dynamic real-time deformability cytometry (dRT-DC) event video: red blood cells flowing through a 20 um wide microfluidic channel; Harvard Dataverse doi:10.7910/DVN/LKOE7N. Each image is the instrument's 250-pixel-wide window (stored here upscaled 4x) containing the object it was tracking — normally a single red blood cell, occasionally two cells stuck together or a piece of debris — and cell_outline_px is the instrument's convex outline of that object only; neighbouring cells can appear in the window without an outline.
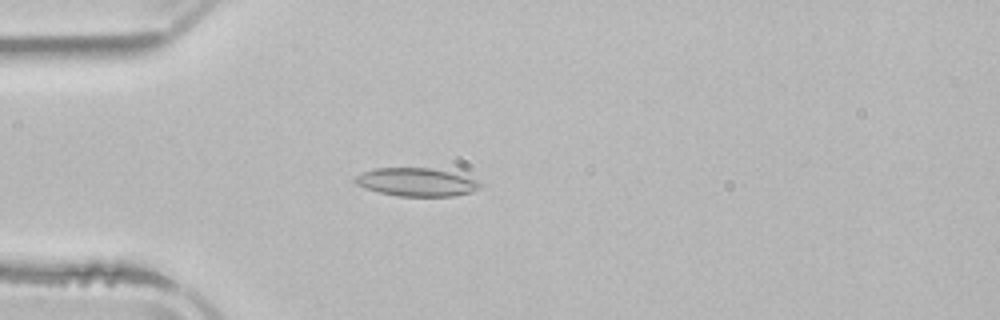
{"species": "common noctule bat (a hibernating species)", "species_latin": "Nyctalus noctula", "temperature_condition": "room temperature", "stored_images_in_passage": 42, "camera_frame_rate_fps": 3000, "um_per_image_px": 0.085, "animal": {"sex": "male", "body_mass_g": 21.5, "forearm_length_mm": 52.0}, "frame": {"image": 1, "passage_image": 5, "time_ms": 1.333, "image_size_px": [1000, 320], "cell_outline_px": [[484, 184], [480, 188], [472, 192], [452, 196], [400, 196], [380, 192], [356, 184], [352, 180], [352, 176], [360, 172], [376, 168], [428, 168], [448, 172], [476, 180]], "centroid_in_image_um": [35.35, 15.48], "position_along_channel_um": 49.7, "area_um2": 20.4}}
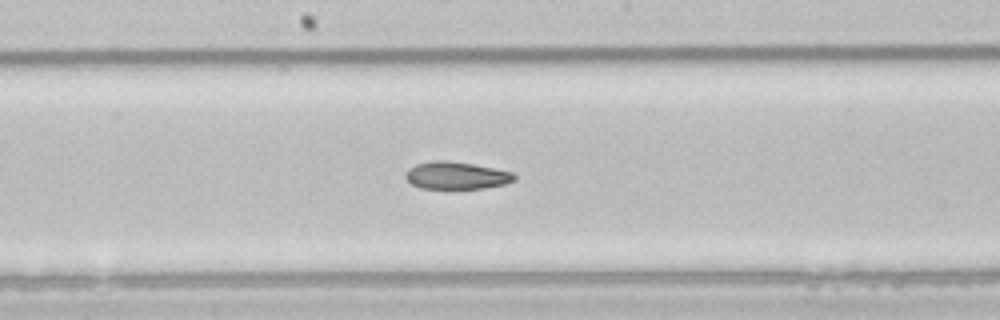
{"frame": {"image": 2, "passage_image": 18, "time_ms": 5.667, "image_size_px": [1000, 320], "cell_outline_px": [[516, 180], [504, 184], [484, 188], [420, 188], [412, 184], [404, 176], [404, 172], [408, 168], [416, 164], [432, 160], [444, 160], [472, 164], [512, 172], [516, 176]], "centroid_in_image_um": [38.75, 14.91], "position_along_channel_um": 209.4, "area_um2": 17.28}}
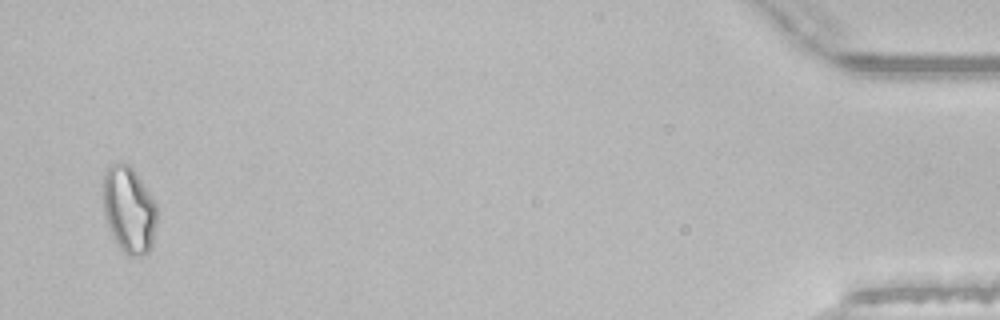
{"frame": {"image": 3, "passage_image": 41, "time_ms": 13.333, "image_size_px": [1000, 320], "cell_outline_px": [[156, 224], [152, 248], [148, 252], [140, 256], [128, 256], [124, 252], [112, 236], [108, 228], [104, 216], [100, 184], [104, 172], [112, 164], [128, 164], [132, 168], [152, 196], [156, 204]], "centroid_in_image_um": [10.92, 17.83], "position_along_channel_um": 424.3, "area_um2": 27.63}, "authors_computed_cell_mechanics": {"area_um2": 18.8139, "velocity_mm_per_s": 3.9448, "shape_relaxation_time_tau1_ms": null, "shape_relaxation_time_tau2_ms": 4.0728, "deformation_change_tau1": null, "deformation_change_tau2": 0.0986}}